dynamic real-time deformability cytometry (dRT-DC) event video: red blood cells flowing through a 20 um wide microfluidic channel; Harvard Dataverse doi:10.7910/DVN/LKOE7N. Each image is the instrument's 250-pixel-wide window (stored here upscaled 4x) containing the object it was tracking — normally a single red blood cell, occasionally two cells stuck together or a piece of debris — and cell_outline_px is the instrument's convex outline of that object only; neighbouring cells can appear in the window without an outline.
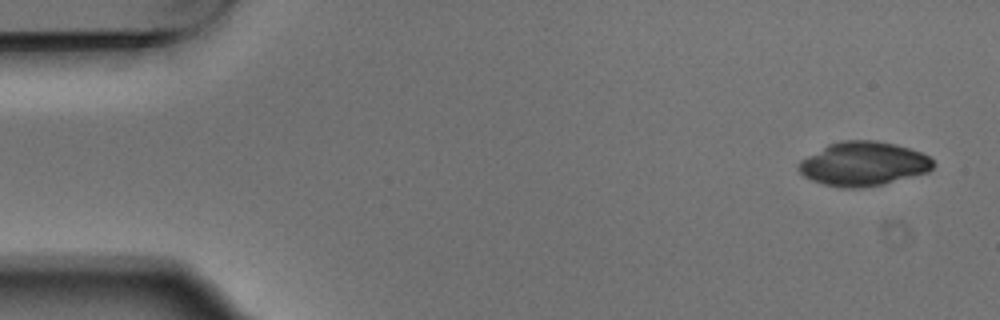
{"species": "Egyptian fruit bat (a non-hibernating species)", "species_latin": "Rousettus aegyptiacus", "temperature_condition": "warm", "stored_images_in_passage": 3, "camera_frame_rate_fps": 3000, "um_per_image_px": 0.085, "animal": {"sex": "male"}, "frame": {"image": 1, "passage_image": 1, "time_ms": 0.0, "image_size_px": [1000, 320], "cell_outline_px": [[936, 164], [928, 172], [880, 184], [860, 188], [844, 188], [824, 184], [812, 180], [804, 176], [796, 168], [796, 164], [800, 160], [828, 144], [844, 140], [872, 140], [892, 144], [908, 148], [920, 152], [928, 156]], "centroid_in_image_um": [73.34, 13.92], "position_along_channel_um": 11.7, "area_um2": 34.22}}